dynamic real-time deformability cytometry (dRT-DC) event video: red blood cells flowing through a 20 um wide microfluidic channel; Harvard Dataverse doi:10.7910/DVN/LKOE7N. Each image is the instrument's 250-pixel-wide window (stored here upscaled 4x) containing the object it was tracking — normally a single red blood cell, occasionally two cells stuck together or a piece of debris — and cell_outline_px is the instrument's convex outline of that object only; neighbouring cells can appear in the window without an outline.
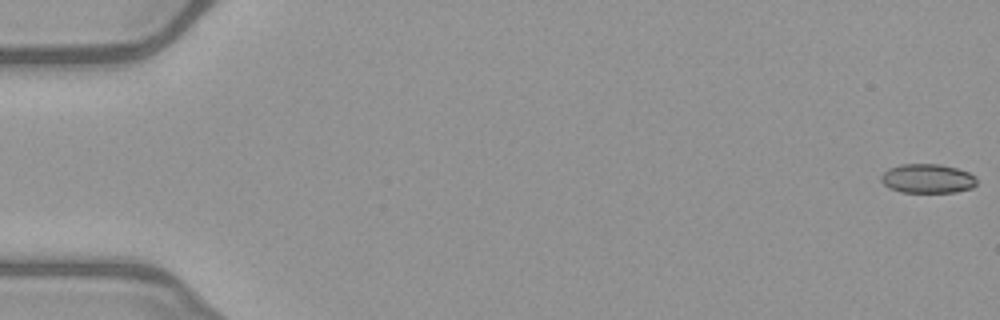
{"species": "common noctule bat (a hibernating species)", "species_latin": "Nyctalus noctula", "temperature_condition": "warm", "stored_images_in_passage": 52, "camera_frame_rate_fps": 3000, "um_per_image_px": 0.085, "animal": {"sex": "female", "body_mass_g": 21.9}, "frame": {"image": 1, "passage_image": 1, "time_ms": 0.0, "image_size_px": [1000, 320], "cell_outline_px": [[976, 184], [972, 188], [956, 192], [900, 192], [888, 188], [880, 180], [880, 176], [888, 168], [900, 164], [940, 164], [956, 168], [968, 172], [976, 176]], "centroid_in_image_um": [78.82, 15.18], "position_along_channel_um": 6.2, "area_um2": 16.42}}
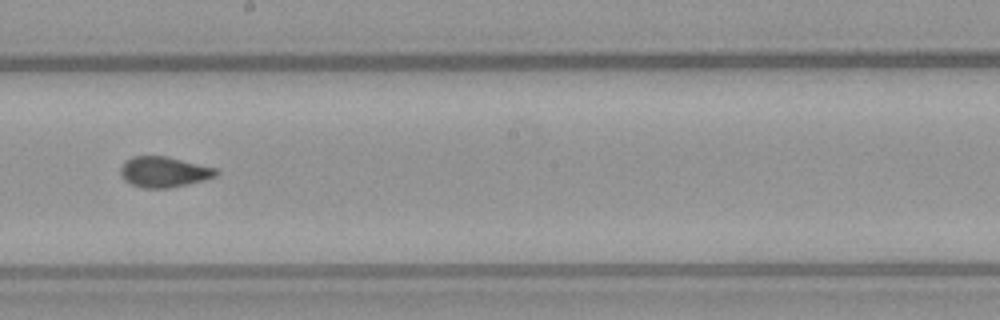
{"frame": {"image": 2, "passage_image": 30, "time_ms": 9.667, "image_size_px": [1000, 320], "cell_outline_px": [[220, 172], [216, 176], [204, 180], [188, 184], [168, 188], [144, 188], [132, 184], [124, 180], [120, 172], [120, 168], [124, 160], [132, 156], [168, 156], [216, 168]], "centroid_in_image_um": [13.93, 14.6], "position_along_channel_um": 234.3, "area_um2": 17.17}}
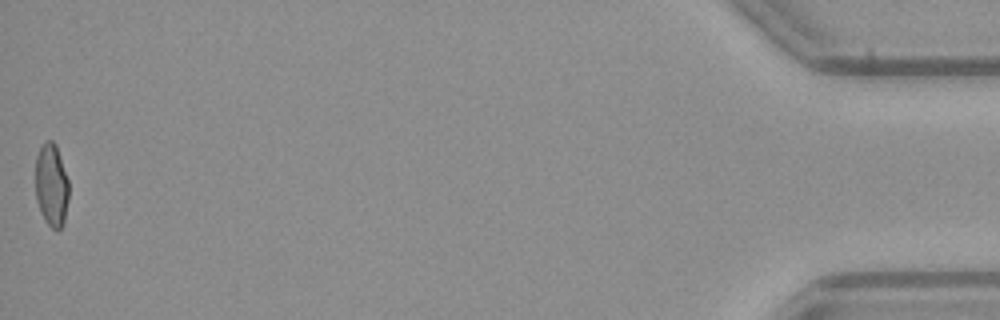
{"frame": {"image": 3, "passage_image": 52, "time_ms": 17.0, "image_size_px": [1000, 320], "cell_outline_px": [[68, 200], [64, 224], [56, 232], [44, 220], [40, 212], [36, 200], [36, 156], [44, 140], [52, 140], [56, 144], [68, 180]], "centroid_in_image_um": [4.37, 15.75], "position_along_channel_um": 430.8, "area_um2": 16.3}, "authors_computed_cell_mechanics": {"area_um2": 17.051, "velocity_mm_per_s": 4.0488, "shape_relaxation_time_tau1_ms": null, "shape_relaxation_time_tau2_ms": 1.1806, "deformation_change_tau1": null, "deformation_change_tau2": 0.0425}}